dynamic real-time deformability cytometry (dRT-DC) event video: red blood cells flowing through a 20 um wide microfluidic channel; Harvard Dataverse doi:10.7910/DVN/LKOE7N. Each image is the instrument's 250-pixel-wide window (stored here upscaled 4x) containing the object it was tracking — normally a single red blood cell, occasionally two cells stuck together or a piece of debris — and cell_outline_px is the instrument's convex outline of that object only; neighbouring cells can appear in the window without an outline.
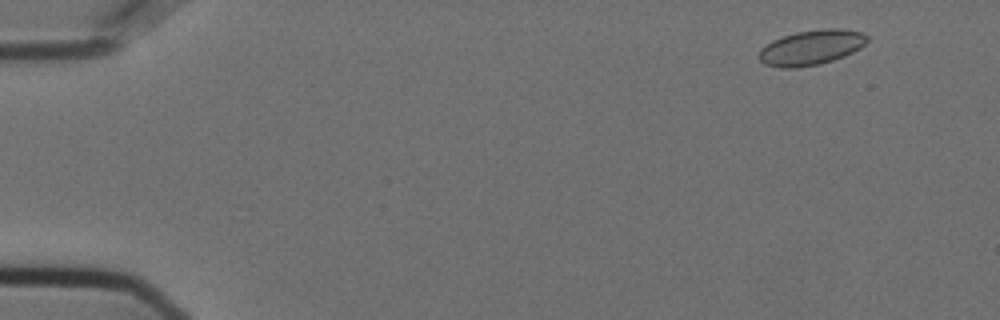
{"species": "Egyptian fruit bat (a non-hibernating species)", "species_latin": "Rousettus aegyptiacus", "temperature_condition": "cold", "stored_images_in_passage": 52, "camera_frame_rate_fps": 3000, "um_per_image_px": 0.085, "animal": {"sex": "female"}, "frame": {"image": 1, "passage_image": 2, "time_ms": 0.333, "image_size_px": [1000, 320], "cell_outline_px": [[868, 40], [860, 48], [844, 56], [820, 64], [796, 68], [780, 68], [764, 64], [760, 60], [760, 48], [772, 40], [796, 32], [824, 28], [836, 28], [864, 32], [868, 36]], "centroid_in_image_um": [68.96, 4.03], "position_along_channel_um": 16.0, "area_um2": 22.08}}
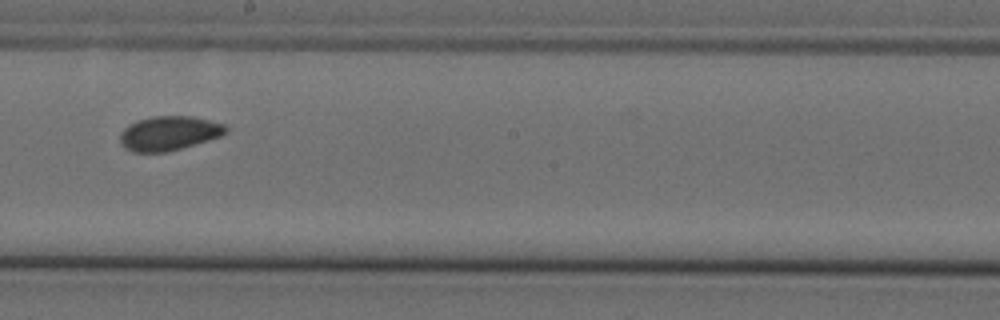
{"frame": {"image": 2, "passage_image": 30, "time_ms": 9.667, "image_size_px": [1000, 320], "cell_outline_px": [[228, 132], [220, 136], [208, 140], [168, 152], [132, 152], [124, 148], [120, 144], [120, 132], [124, 128], [136, 120], [152, 116], [192, 116], [224, 124], [228, 128]], "centroid_in_image_um": [14.33, 11.33], "position_along_channel_um": 233.9, "area_um2": 21.27}}
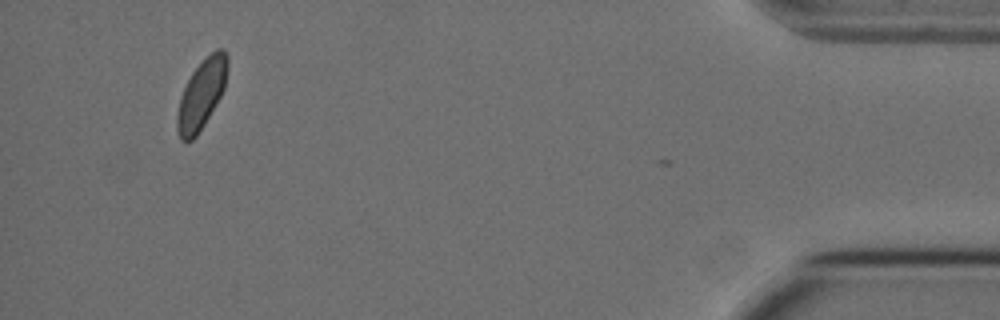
{"frame": {"image": 3, "passage_image": 51, "time_ms": 16.667, "image_size_px": [1000, 320], "cell_outline_px": [[228, 68], [224, 88], [220, 96], [204, 124], [196, 136], [192, 140], [180, 140], [176, 128], [176, 116], [180, 96], [192, 72], [216, 48], [224, 48], [228, 56]], "centroid_in_image_um": [17.12, 8.01], "position_along_channel_um": 418.1, "area_um2": 20.11}, "authors_computed_cell_mechanics": {"area_um2": 21.0681, "velocity_mm_per_s": 3.5828, "shape_relaxation_time_tau1_ms": null, "shape_relaxation_time_tau2_ms": 6.9505, "deformation_change_tau1": null, "deformation_change_tau2": 0.0667}}